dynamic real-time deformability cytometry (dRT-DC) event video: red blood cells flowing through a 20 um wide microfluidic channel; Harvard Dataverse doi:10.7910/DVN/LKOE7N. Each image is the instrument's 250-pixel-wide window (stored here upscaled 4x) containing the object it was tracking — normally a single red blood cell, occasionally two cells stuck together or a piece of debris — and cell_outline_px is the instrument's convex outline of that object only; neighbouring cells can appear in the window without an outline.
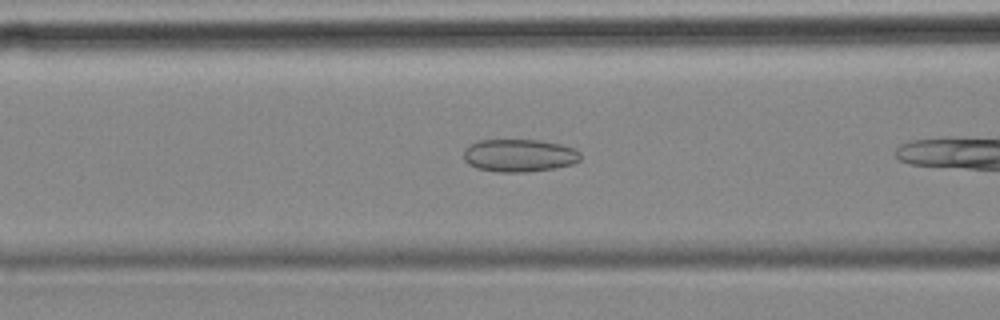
{"species": "common noctule bat (a hibernating species)", "species_latin": "Nyctalus noctula", "temperature_condition": "cold", "stored_images_in_passage": 15, "camera_frame_rate_fps": 3000, "um_per_image_px": 0.085, "animal": {"sex": "female", "body_mass_g": 18.4}, "frame": {"image": 1, "passage_image": 7, "time_ms": 2.0, "image_size_px": [1000, 320], "cell_outline_px": [[580, 160], [572, 164], [552, 168], [528, 172], [500, 172], [476, 168], [468, 164], [464, 160], [464, 148], [468, 144], [476, 140], [540, 140], [560, 144], [572, 148], [580, 152]], "centroid_in_image_um": [44.08, 13.21], "position_along_channel_um": 122.5, "area_um2": 22.37}}
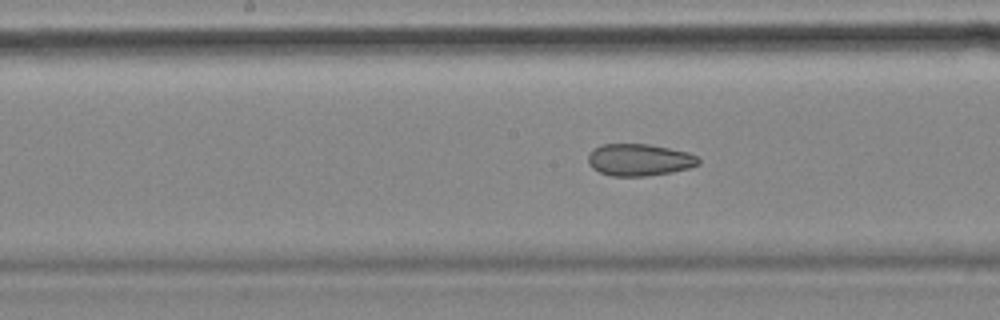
{"frame": {"image": 2, "passage_image": 13, "time_ms": 4.0, "image_size_px": [1000, 320], "cell_outline_px": [[700, 164], [688, 168], [672, 172], [644, 176], [612, 176], [600, 172], [592, 168], [588, 164], [588, 156], [592, 148], [600, 144], [648, 144], [688, 152], [696, 156], [700, 160]], "centroid_in_image_um": [54.31, 13.58], "position_along_channel_um": 193.9, "area_um2": 20.63}}